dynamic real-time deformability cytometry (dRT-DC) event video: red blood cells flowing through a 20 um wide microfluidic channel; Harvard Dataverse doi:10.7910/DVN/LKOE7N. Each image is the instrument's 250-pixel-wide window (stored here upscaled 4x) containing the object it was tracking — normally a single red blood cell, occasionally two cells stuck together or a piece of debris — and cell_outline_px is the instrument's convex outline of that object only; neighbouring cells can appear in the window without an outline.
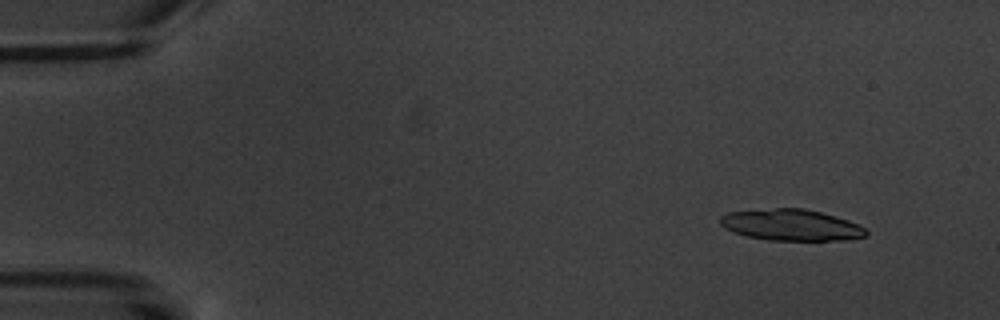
{"species": "common noctule bat (a hibernating species)", "species_latin": "Nyctalus noctula", "temperature_condition": "warm", "stored_images_in_passage": 4, "camera_frame_rate_fps": 3000, "um_per_image_px": 0.085, "animal": {"sex": "male", "body_mass_g": 20.1, "forearm_length_mm": 53.5}, "frame": {"image": 1, "passage_image": 1, "time_ms": 0.0, "image_size_px": [1000, 320], "cell_outline_px": [[868, 232], [864, 236], [848, 240], [768, 240], [748, 236], [732, 232], [724, 228], [720, 224], [720, 216], [728, 212], [776, 208], [804, 208], [820, 212], [848, 220], [864, 228]], "centroid_in_image_um": [67.21, 19.12], "position_along_channel_um": 17.8, "area_um2": 26.47}}